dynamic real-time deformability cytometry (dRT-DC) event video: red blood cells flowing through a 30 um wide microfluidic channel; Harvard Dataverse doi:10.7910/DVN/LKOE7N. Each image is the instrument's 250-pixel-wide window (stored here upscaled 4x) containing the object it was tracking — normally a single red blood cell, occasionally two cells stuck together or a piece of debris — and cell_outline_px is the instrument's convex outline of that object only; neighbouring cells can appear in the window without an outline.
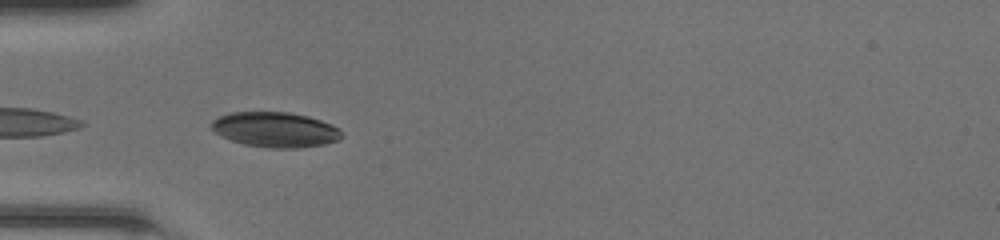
{"species": "common noctule bat (a hibernating species)", "species_latin": "Nyctalus noctula", "temperature_condition": "room temperature", "stored_images_in_passage": 21, "camera_frame_rate_fps": 3000, "um_per_image_px": 0.085, "animal": {"sex": "female", "body_mass_g": 20.0, "forearm_length_mm": 54.0}, "frame": {"image": 1, "passage_image": 17, "time_ms": 5.333, "image_size_px": [1000, 240], "cell_outline_px": [[344, 136], [340, 140], [324, 144], [300, 148], [268, 148], [244, 144], [232, 140], [212, 132], [208, 128], [212, 120], [228, 112], [288, 112], [308, 116], [332, 124], [340, 128]], "centroid_in_image_um": [23.39, 11.02], "position_along_channel_um": 61.6, "area_um2": 27.05}}